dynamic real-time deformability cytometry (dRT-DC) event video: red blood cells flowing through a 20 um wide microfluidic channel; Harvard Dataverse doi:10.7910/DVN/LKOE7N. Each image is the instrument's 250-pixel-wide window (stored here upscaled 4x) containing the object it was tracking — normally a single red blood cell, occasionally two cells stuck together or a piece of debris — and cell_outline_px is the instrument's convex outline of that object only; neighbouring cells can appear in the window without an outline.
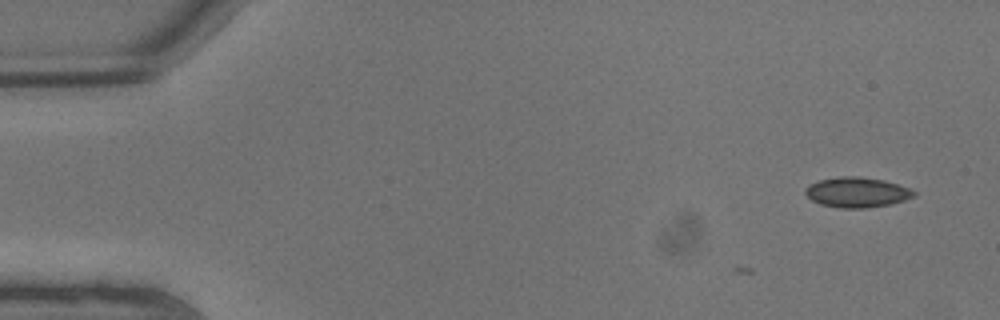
{"species": "common noctule bat (a hibernating species)", "species_latin": "Nyctalus noctula", "temperature_condition": "warm", "stored_images_in_passage": 3, "camera_frame_rate_fps": 3000, "um_per_image_px": 0.085, "animal": {"sex": "male", "body_mass_g": 13.3}, "frame": {"image": 1, "passage_image": 1, "time_ms": 0.0, "image_size_px": [1000, 320], "cell_outline_px": [[916, 196], [904, 200], [888, 204], [868, 208], [840, 208], [820, 204], [812, 200], [804, 192], [804, 188], [808, 184], [820, 180], [840, 176], [860, 176], [884, 180], [908, 188], [916, 192]], "centroid_in_image_um": [72.81, 16.34], "position_along_channel_um": 12.2, "area_um2": 19.07}}